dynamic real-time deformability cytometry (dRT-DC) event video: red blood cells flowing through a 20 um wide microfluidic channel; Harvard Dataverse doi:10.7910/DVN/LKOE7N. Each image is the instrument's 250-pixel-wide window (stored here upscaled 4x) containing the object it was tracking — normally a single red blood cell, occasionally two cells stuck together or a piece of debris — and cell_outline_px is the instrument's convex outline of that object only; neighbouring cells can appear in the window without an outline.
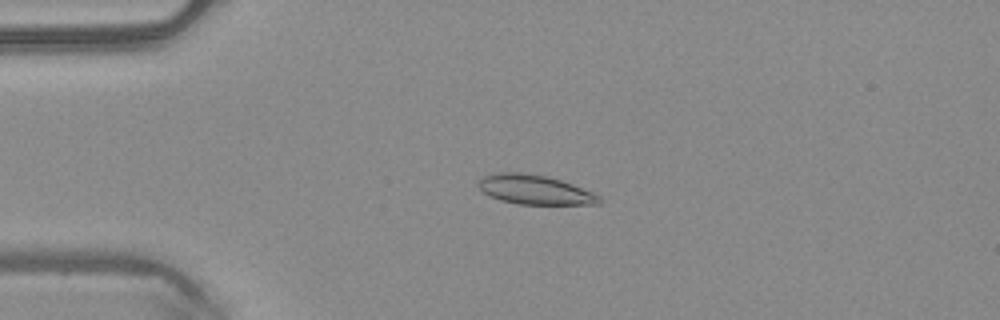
{"species": "common noctule bat (a hibernating species)", "species_latin": "Nyctalus noctula", "temperature_condition": "warm", "stored_images_in_passage": 33, "camera_frame_rate_fps": 3000, "um_per_image_px": 0.085, "animal": {"sex": "male", "body_mass_g": 20.4}, "frame": {"image": 1, "passage_image": 12, "time_ms": 3.667, "image_size_px": [1000, 320], "cell_outline_px": [[604, 200], [600, 204], [516, 204], [500, 200], [488, 196], [476, 184], [480, 176], [500, 172], [524, 172], [548, 176], [572, 184], [592, 192], [600, 196]], "centroid_in_image_um": [45.42, 16.12], "position_along_channel_um": 39.6, "area_um2": 20.98}}
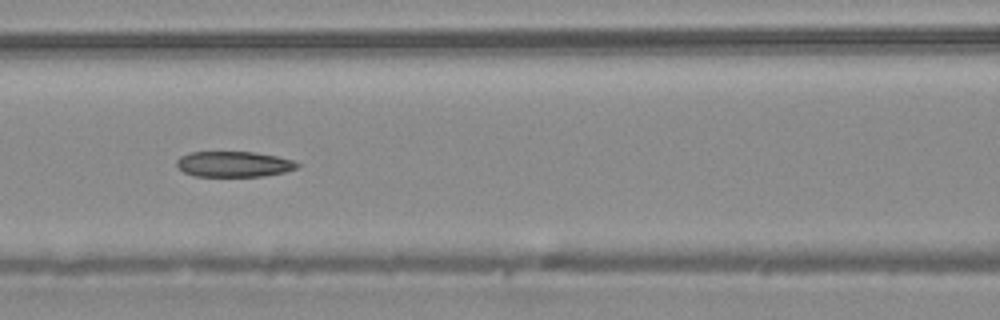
{"frame": {"image": 2, "passage_image": 22, "time_ms": 7.0, "image_size_px": [1000, 320], "cell_outline_px": [[300, 164], [296, 168], [284, 172], [264, 176], [192, 176], [184, 172], [176, 164], [176, 160], [180, 156], [192, 152], [252, 152], [276, 156], [292, 160]], "centroid_in_image_um": [19.85, 13.95], "position_along_channel_um": 146.8, "area_um2": 17.86}}
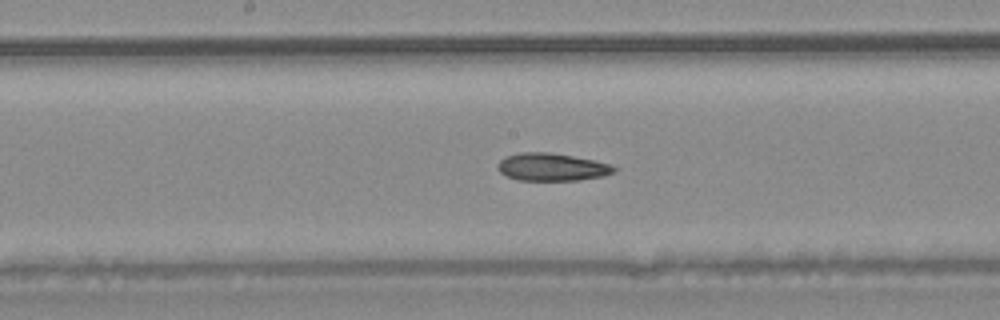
{"frame": {"image": 3, "passage_image": 26, "time_ms": 8.333, "image_size_px": [1000, 320], "cell_outline_px": [[616, 172], [604, 176], [580, 180], [516, 180], [500, 172], [496, 164], [500, 160], [508, 156], [520, 152], [548, 152], [572, 156], [612, 164], [616, 168]], "centroid_in_image_um": [46.93, 14.2], "position_along_channel_um": 201.3, "area_um2": 18.73}}